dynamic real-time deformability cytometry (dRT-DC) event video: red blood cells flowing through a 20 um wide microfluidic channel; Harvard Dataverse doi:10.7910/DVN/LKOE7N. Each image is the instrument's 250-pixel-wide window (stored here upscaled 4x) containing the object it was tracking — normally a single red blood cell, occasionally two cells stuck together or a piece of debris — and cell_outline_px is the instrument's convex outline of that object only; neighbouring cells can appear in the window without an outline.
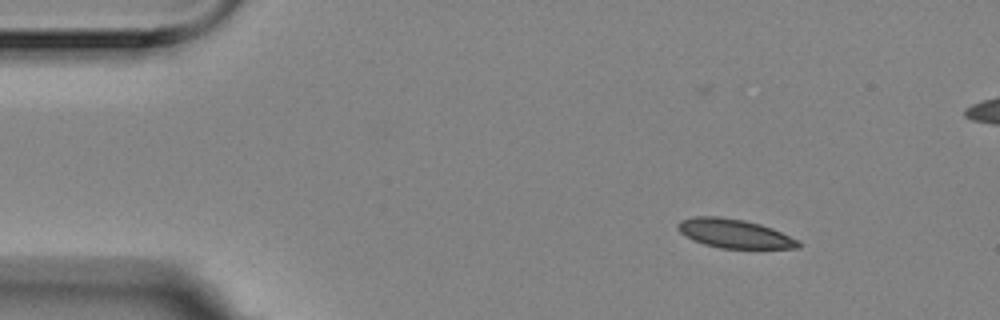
{"species": "Egyptian fruit bat (a non-hibernating species)", "species_latin": "Rousettus aegyptiacus", "temperature_condition": "room temperature", "stored_images_in_passage": 6, "camera_frame_rate_fps": 3000, "um_per_image_px": 0.085, "animal": {"sex": "female"}, "frame": {"image": 1, "passage_image": 2, "time_ms": 0.333, "image_size_px": [1000, 320], "cell_outline_px": [[800, 248], [720, 248], [704, 244], [692, 240], [680, 232], [676, 228], [676, 224], [680, 220], [692, 216], [720, 216], [744, 220], [760, 224], [772, 228], [800, 240]], "centroid_in_image_um": [62.39, 19.84], "position_along_channel_um": 22.6, "area_um2": 20.46}}
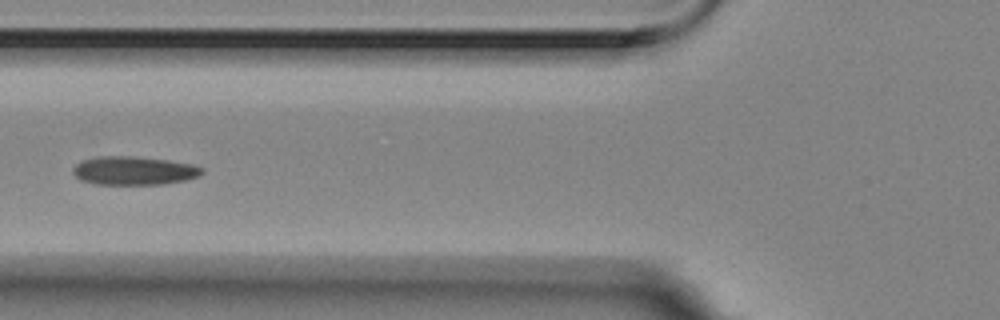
{"frame": {"image": 2, "passage_image": 6, "time_ms": 1.667, "image_size_px": [1000, 320], "cell_outline_px": [[204, 172], [200, 176], [184, 180], [164, 184], [96, 184], [80, 180], [72, 172], [72, 168], [80, 160], [96, 156], [128, 156], [168, 160], [192, 164], [204, 168]], "centroid_in_image_um": [11.36, 14.5], "position_along_channel_um": 114.4, "area_um2": 21.56}}